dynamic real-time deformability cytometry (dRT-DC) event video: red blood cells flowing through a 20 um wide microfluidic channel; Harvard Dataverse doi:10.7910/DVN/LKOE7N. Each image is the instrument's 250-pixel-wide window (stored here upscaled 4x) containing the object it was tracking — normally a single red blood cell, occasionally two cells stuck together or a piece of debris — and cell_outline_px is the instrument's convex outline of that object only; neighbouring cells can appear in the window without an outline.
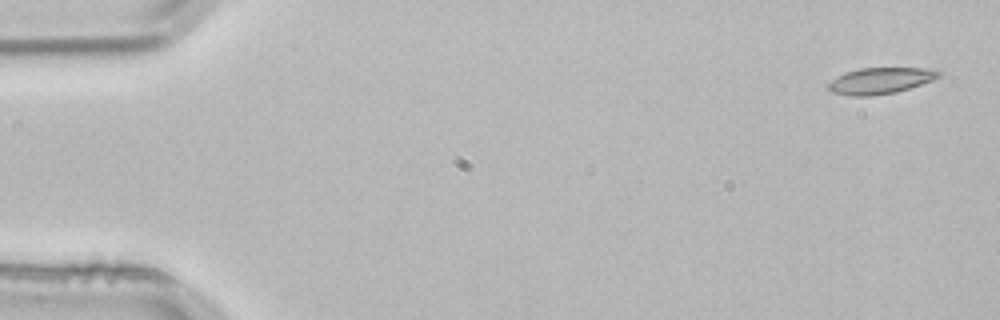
{"species": "common noctule bat (a hibernating species)", "species_latin": "Nyctalus noctula", "temperature_condition": "room temperature", "stored_images_in_passage": 3, "camera_frame_rate_fps": 3000, "um_per_image_px": 0.085, "animal": {"sex": "male", "body_mass_g": 21.5, "forearm_length_mm": 52.0}, "frame": {"image": 1, "passage_image": 1, "time_ms": 0.0, "image_size_px": [1000, 320], "cell_outline_px": [[940, 76], [932, 80], [896, 92], [872, 96], [848, 96], [832, 92], [828, 88], [828, 84], [832, 80], [844, 72], [860, 68], [924, 68], [940, 72]], "centroid_in_image_um": [74.77, 6.86], "position_along_channel_um": 10.2, "area_um2": 16.7}}
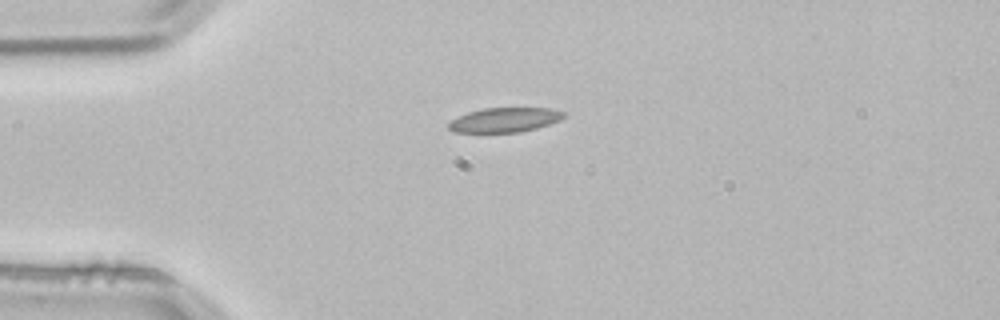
{"frame": {"image": 2, "passage_image": 3, "time_ms": 0.667, "image_size_px": [1000, 320], "cell_outline_px": [[568, 112], [560, 120], [536, 128], [520, 132], [456, 132], [448, 128], [448, 124], [452, 120], [468, 112], [480, 108], [552, 108]], "centroid_in_image_um": [42.94, 10.18], "position_along_channel_um": 42.1, "area_um2": 16.42}}